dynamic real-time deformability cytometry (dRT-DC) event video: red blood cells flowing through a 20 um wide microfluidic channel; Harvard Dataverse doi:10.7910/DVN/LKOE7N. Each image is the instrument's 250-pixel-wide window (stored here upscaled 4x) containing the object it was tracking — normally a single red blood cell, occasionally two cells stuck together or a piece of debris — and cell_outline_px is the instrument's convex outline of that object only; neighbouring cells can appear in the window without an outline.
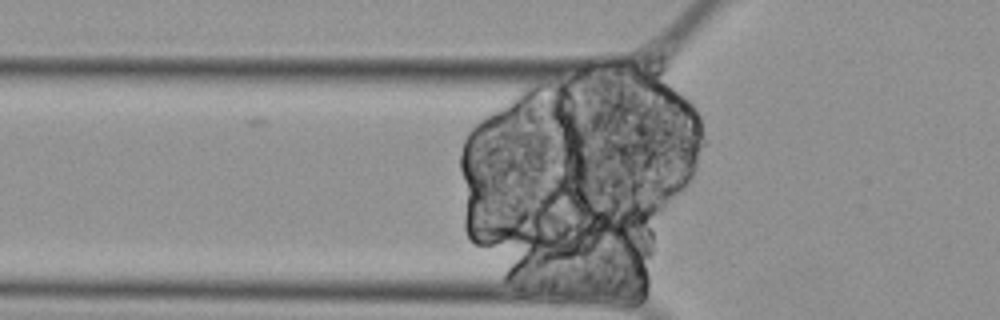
{"species": "Egyptian fruit bat (a non-hibernating species)", "species_latin": "Rousettus aegyptiacus", "temperature_condition": "cold", "stored_images_in_passage": 3, "camera_frame_rate_fps": 3000, "um_per_image_px": 0.085, "animal": {"sex": "female"}, "frame": {"image": 1, "passage_image": 2, "time_ms": 0.333, "image_size_px": [1000, 320], "cell_outline_px": [[676, 48], [672, 64], [664, 92], [616, 76], [612, 72], [612, 68], [644, 52], [672, 48]], "centroid_in_image_um": [55.08, 5.83], "position_along_channel_um": 70.7, "area_um2": 12.02}}